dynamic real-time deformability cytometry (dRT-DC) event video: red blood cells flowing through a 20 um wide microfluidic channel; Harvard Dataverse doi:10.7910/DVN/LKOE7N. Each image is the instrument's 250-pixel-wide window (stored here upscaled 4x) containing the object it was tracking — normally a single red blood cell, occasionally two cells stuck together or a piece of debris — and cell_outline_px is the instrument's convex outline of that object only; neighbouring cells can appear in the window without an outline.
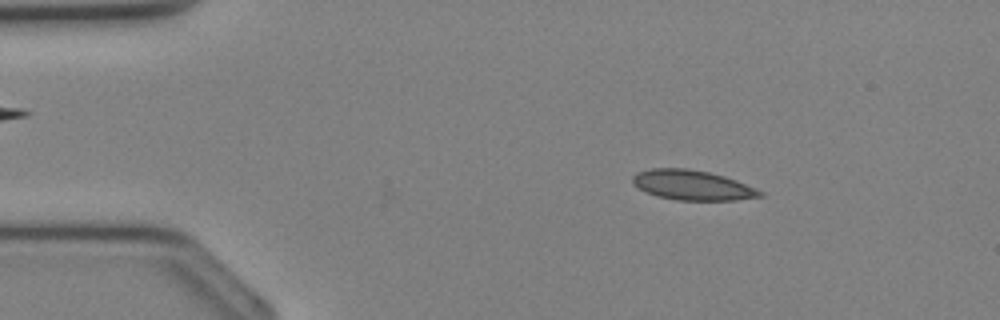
{"species": "Egyptian fruit bat (a non-hibernating species)", "species_latin": "Rousettus aegyptiacus", "temperature_condition": "cold", "stored_images_in_passage": 26, "camera_frame_rate_fps": 3000, "um_per_image_px": 0.085, "animal": {"sex": "female"}, "frame": {"image": 1, "passage_image": 2, "time_ms": 0.333, "image_size_px": [1000, 320], "cell_outline_px": [[764, 196], [736, 200], [676, 200], [656, 196], [640, 188], [632, 180], [632, 176], [636, 172], [652, 168], [688, 168], [708, 172], [724, 176], [736, 180], [764, 192]], "centroid_in_image_um": [58.87, 15.73], "position_along_channel_um": 26.1, "area_um2": 22.08}}
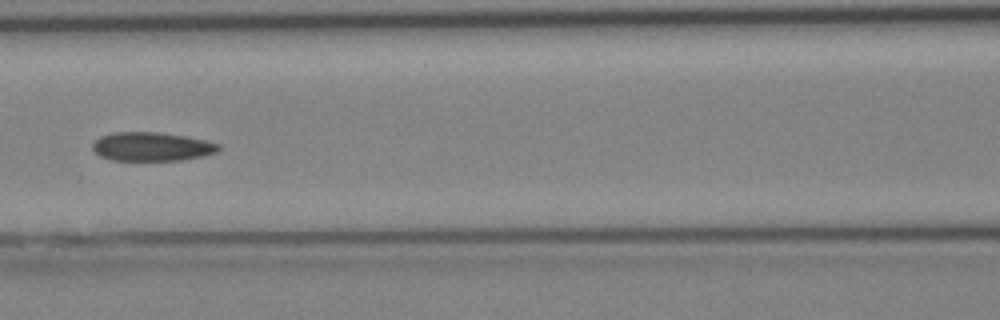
{"frame": {"image": 2, "passage_image": 12, "time_ms": 3.667, "image_size_px": [1000, 320], "cell_outline_px": [[220, 148], [216, 152], [204, 156], [180, 160], [112, 160], [100, 156], [92, 148], [92, 144], [100, 136], [112, 132], [160, 132], [184, 136], [204, 140], [220, 144]], "centroid_in_image_um": [12.89, 12.46], "position_along_channel_um": 153.7, "area_um2": 21.1}}
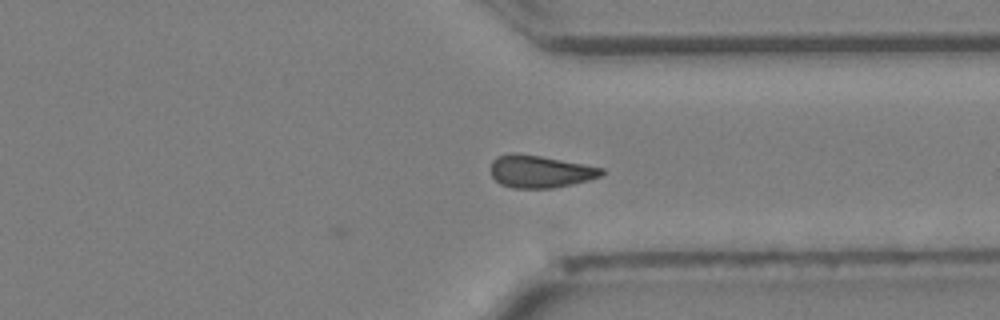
{"frame": {"image": 3, "passage_image": 23, "time_ms": 7.333, "image_size_px": [1000, 320], "cell_outline_px": [[604, 172], [600, 176], [588, 180], [572, 184], [552, 188], [512, 188], [500, 184], [492, 176], [492, 160], [496, 156], [512, 152], [516, 152], [540, 156], [584, 164], [604, 168]], "centroid_in_image_um": [45.88, 14.57], "position_along_channel_um": 365.5, "area_um2": 20.92}}